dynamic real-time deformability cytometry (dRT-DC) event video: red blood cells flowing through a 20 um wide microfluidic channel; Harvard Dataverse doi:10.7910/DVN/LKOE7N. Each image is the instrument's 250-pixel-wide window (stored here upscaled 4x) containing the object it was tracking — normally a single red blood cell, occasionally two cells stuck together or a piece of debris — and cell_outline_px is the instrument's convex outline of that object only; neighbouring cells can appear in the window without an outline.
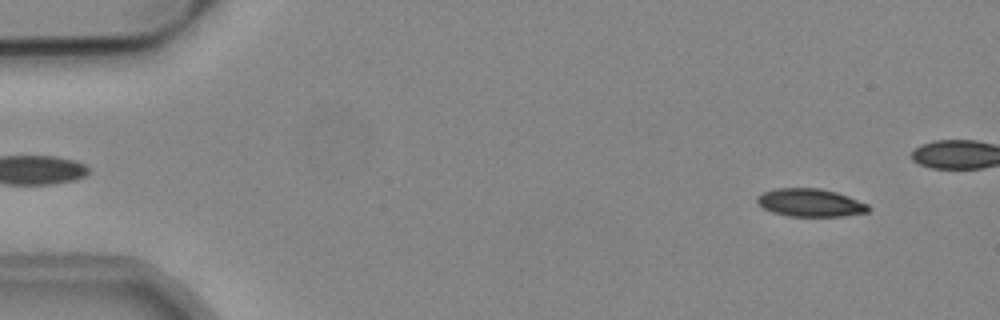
{"species": "common noctule bat (a hibernating species)", "species_latin": "Nyctalus noctula", "temperature_condition": "cold", "stored_images_in_passage": 12, "camera_frame_rate_fps": 3000, "um_per_image_px": 0.085, "animal": {"sex": "male", "body_mass_g": 19.2, "forearm_length_mm": 51.8}, "frame": {"image": 1, "passage_image": 4, "time_ms": 1.0, "image_size_px": [1000, 320], "cell_outline_px": [[872, 208], [868, 212], [844, 216], [788, 216], [772, 212], [756, 204], [756, 196], [764, 192], [776, 188], [820, 188], [836, 192], [848, 196], [868, 204]], "centroid_in_image_um": [68.87, 17.23], "position_along_channel_um": 16.1, "area_um2": 18.26}}